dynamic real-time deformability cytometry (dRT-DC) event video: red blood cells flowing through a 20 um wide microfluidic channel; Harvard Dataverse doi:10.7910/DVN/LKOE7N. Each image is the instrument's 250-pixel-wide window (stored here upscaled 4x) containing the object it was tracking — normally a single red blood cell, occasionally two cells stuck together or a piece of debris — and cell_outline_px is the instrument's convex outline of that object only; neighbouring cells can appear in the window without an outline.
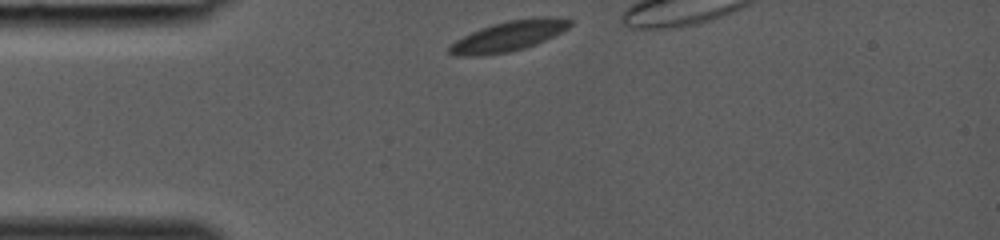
{"species": "common noctule bat (a hibernating species)", "species_latin": "Nyctalus noctula", "temperature_condition": "room temperature", "stored_images_in_passage": 12, "camera_frame_rate_fps": 3000, "um_per_image_px": 0.085, "animal": {"sex": "female", "body_mass_g": 19.0, "forearm_length_mm": 53.3}, "frame": {"image": 1, "passage_image": 1, "time_ms": 0.0, "image_size_px": [1000, 240], "cell_outline_px": [[572, 24], [568, 28], [536, 44], [524, 48], [508, 52], [480, 56], [456, 56], [448, 52], [448, 48], [456, 40], [480, 28], [492, 24], [508, 20], [540, 16], [552, 16], [572, 20]], "centroid_in_image_um": [43.23, 3.06], "position_along_channel_um": 41.8, "area_um2": 21.21}}
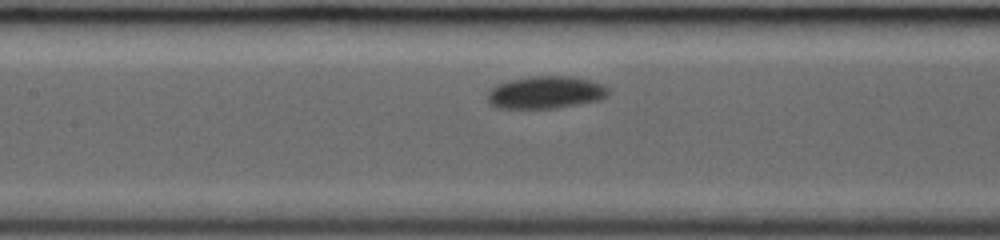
{"frame": {"image": 2, "passage_image": 10, "time_ms": 3.0, "image_size_px": [1000, 240], "cell_outline_px": [[608, 96], [600, 100], [556, 108], [496, 108], [488, 100], [488, 92], [496, 84], [508, 80], [528, 76], [568, 76], [592, 80], [604, 84], [608, 88]], "centroid_in_image_um": [46.4, 7.84], "position_along_channel_um": 161.0, "area_um2": 23.0}}